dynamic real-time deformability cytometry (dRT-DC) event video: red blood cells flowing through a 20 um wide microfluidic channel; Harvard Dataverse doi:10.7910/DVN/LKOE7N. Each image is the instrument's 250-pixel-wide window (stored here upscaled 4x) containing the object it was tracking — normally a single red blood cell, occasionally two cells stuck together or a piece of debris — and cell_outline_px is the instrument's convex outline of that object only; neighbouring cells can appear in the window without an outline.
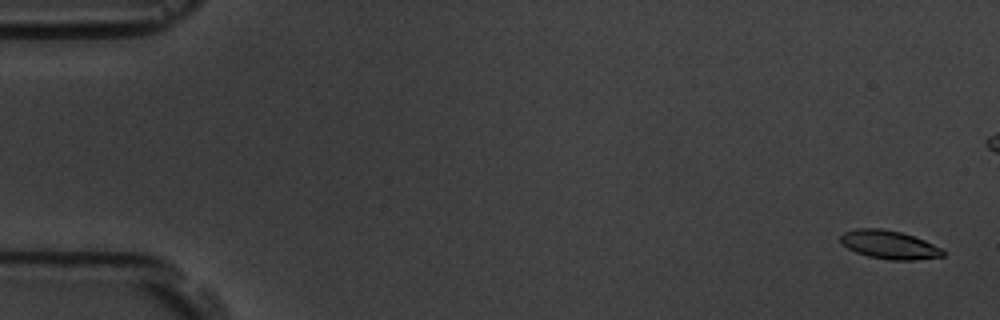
{"species": "common noctule bat (a hibernating species)", "species_latin": "Nyctalus noctula", "temperature_condition": "room temperature", "stored_images_in_passage": 5, "camera_frame_rate_fps": 3000, "um_per_image_px": 0.085, "animal": {"sex": "male", "body_mass_g": 19.5, "forearm_length_mm": 54.6}, "frame": {"image": 1, "passage_image": 1, "time_ms": 0.0, "image_size_px": [1000, 320], "cell_outline_px": [[944, 256], [912, 260], [892, 260], [868, 256], [856, 252], [848, 248], [840, 240], [840, 236], [844, 232], [856, 228], [880, 228], [900, 232], [924, 240], [940, 248], [944, 252]], "centroid_in_image_um": [75.56, 20.79], "position_along_channel_um": 9.4, "area_um2": 16.7}}
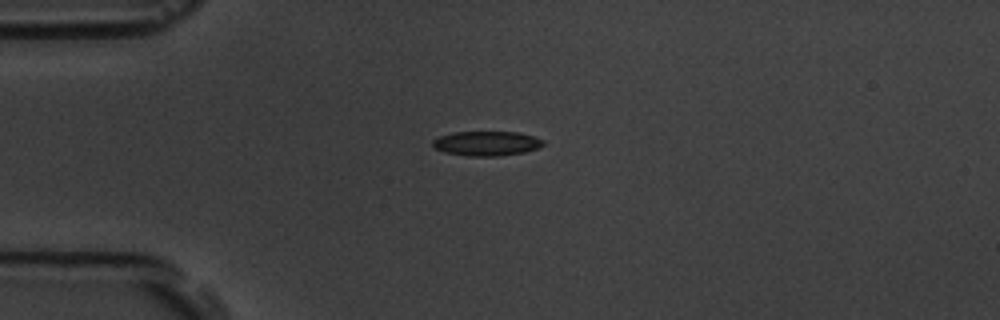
{"frame": {"image": 2, "passage_image": 5, "time_ms": 6.333, "image_size_px": [1000, 320], "cell_outline_px": [[544, 144], [540, 148], [524, 152], [500, 156], [468, 156], [444, 152], [436, 148], [432, 144], [432, 140], [440, 136], [452, 132], [520, 132], [544, 140]], "centroid_in_image_um": [41.38, 12.19], "position_along_channel_um": 43.6, "area_um2": 15.9}}